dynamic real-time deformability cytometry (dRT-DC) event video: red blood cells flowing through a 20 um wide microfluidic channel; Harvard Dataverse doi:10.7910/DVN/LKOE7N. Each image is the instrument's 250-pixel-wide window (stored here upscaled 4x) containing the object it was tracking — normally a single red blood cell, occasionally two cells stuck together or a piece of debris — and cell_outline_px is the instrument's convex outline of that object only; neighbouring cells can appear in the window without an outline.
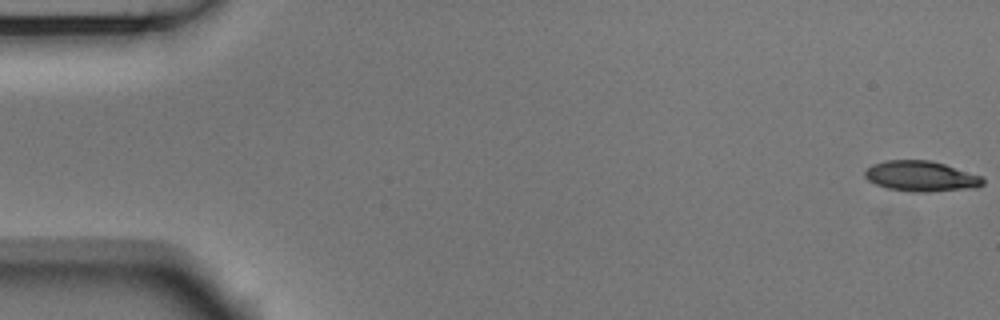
{"species": "Egyptian fruit bat (a non-hibernating species)", "species_latin": "Rousettus aegyptiacus", "temperature_condition": "room temperature", "stored_images_in_passage": 54, "camera_frame_rate_fps": 3000, "um_per_image_px": 0.085, "animal": {"sex": "male"}, "frame": {"image": 1, "passage_image": 1, "time_ms": 0.0, "image_size_px": [1000, 320], "cell_outline_px": [[984, 184], [976, 188], [928, 192], [908, 192], [888, 188], [876, 184], [868, 180], [864, 176], [864, 172], [872, 164], [888, 160], [928, 160], [944, 164], [980, 176], [984, 180]], "centroid_in_image_um": [78.28, 14.99], "position_along_channel_um": 6.7, "area_um2": 20.87}}
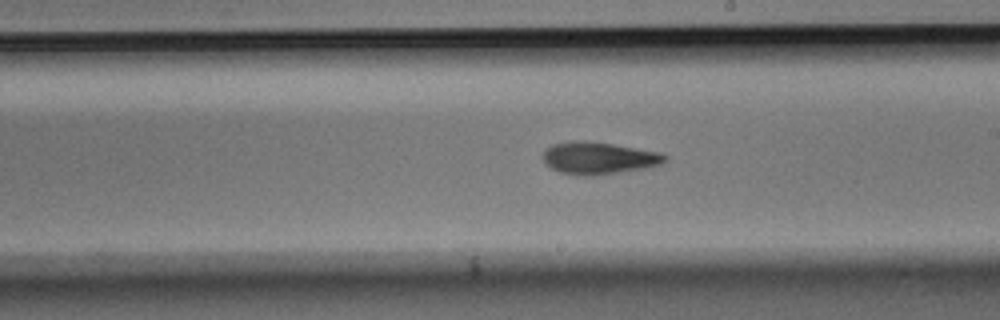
{"frame": {"image": 2, "passage_image": 31, "time_ms": 10.0, "image_size_px": [1000, 320], "cell_outline_px": [[668, 160], [660, 164], [644, 168], [620, 172], [592, 176], [576, 176], [560, 172], [544, 164], [544, 152], [552, 144], [572, 140], [576, 140], [612, 144], [660, 152], [668, 156]], "centroid_in_image_um": [50.88, 13.45], "position_along_channel_um": 238.1, "area_um2": 22.83}}
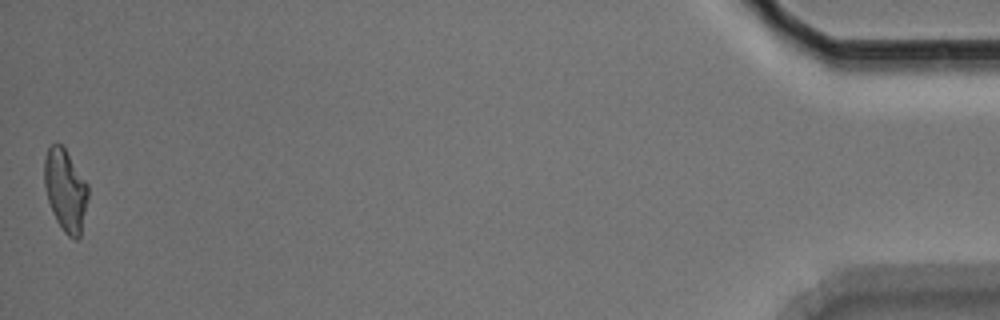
{"frame": {"image": 3, "passage_image": 54, "time_ms": 17.667, "image_size_px": [1000, 320], "cell_outline_px": [[88, 196], [80, 236], [76, 240], [68, 236], [64, 232], [56, 220], [52, 212], [48, 200], [44, 184], [44, 160], [48, 148], [52, 144], [60, 144], [64, 148], [88, 184]], "centroid_in_image_um": [5.55, 16.18], "position_along_channel_um": 429.6, "area_um2": 20.69}, "authors_computed_cell_mechanics": {"area_um2": 21.675, "velocity_mm_per_s": 3.7372, "shape_relaxation_time_tau1_ms": 9.9946, "shape_relaxation_time_tau2_ms": 4.1949, "deformation_change_tau1": 0.2376, "deformation_change_tau2": 0.1241}}